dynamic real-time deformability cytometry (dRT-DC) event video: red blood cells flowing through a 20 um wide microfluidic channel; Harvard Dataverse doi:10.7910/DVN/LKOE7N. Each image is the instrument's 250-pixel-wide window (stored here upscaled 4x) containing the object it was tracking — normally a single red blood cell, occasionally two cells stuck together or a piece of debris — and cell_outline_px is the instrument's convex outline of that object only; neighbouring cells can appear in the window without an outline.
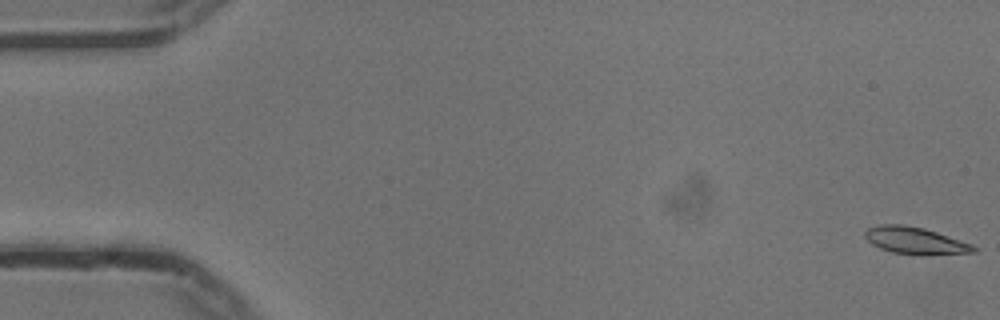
{"species": "common noctule bat (a hibernating species)", "species_latin": "Nyctalus noctula", "temperature_condition": "cold", "stored_images_in_passage": 56, "camera_frame_rate_fps": 3000, "um_per_image_px": 0.085, "animal": {"sex": "male", "body_mass_g": 13.3}, "frame": {"image": 1, "passage_image": 1, "time_ms": 0.0, "image_size_px": [1000, 320], "cell_outline_px": [[976, 252], [920, 256], [892, 252], [880, 248], [872, 244], [864, 236], [864, 232], [868, 228], [880, 224], [904, 224], [924, 228], [972, 244], [976, 248]], "centroid_in_image_um": [77.78, 20.46], "position_along_channel_um": 7.2, "area_um2": 17.22}}
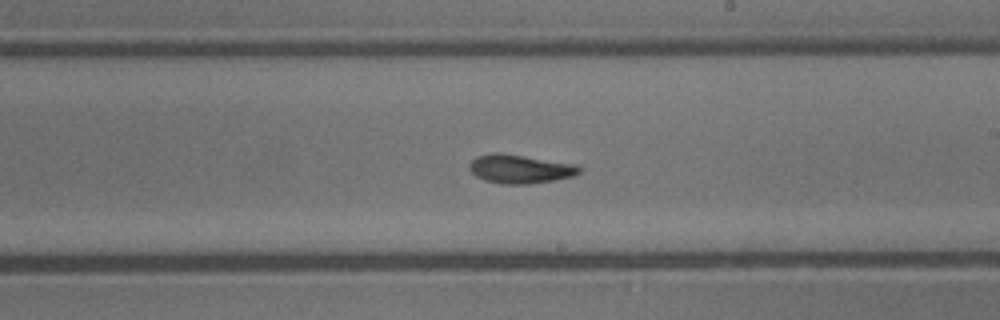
{"frame": {"image": 2, "passage_image": 32, "time_ms": 10.333, "image_size_px": [1000, 320], "cell_outline_px": [[580, 172], [572, 176], [552, 180], [528, 184], [500, 184], [484, 180], [476, 176], [468, 168], [468, 164], [476, 156], [492, 152], [500, 152], [580, 164]], "centroid_in_image_um": [44.18, 14.34], "position_along_channel_um": 244.8, "area_um2": 18.67}}
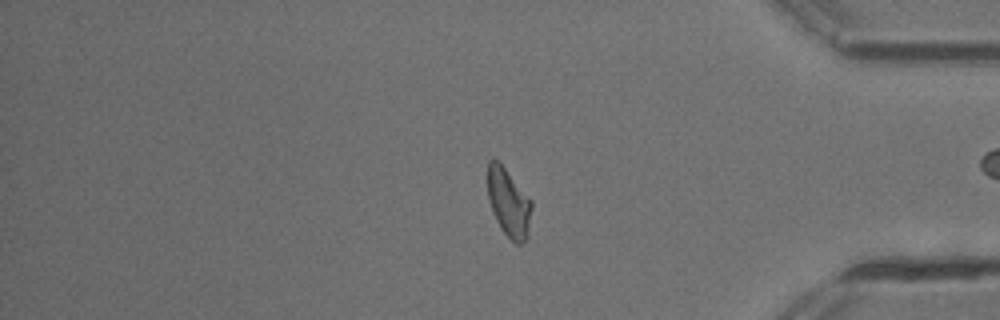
{"frame": {"image": 3, "passage_image": 46, "time_ms": 15.0, "image_size_px": [1000, 320], "cell_outline_px": [[532, 208], [528, 236], [520, 244], [516, 244], [500, 228], [492, 212], [488, 200], [488, 160], [496, 160], [504, 168], [532, 200]], "centroid_in_image_um": [43.24, 17.26], "position_along_channel_um": 392.0, "area_um2": 17.34}, "authors_computed_cell_mechanics": {"area_um2": 17.6001, "velocity_mm_per_s": 3.7358, "shape_relaxation_time_tau1_ms": 4.4576, "shape_relaxation_time_tau2_ms": 3.0998, "deformation_change_tau1": 0.1438, "deformation_change_tau2": 0.0893}}